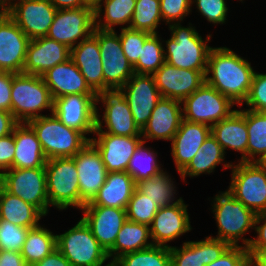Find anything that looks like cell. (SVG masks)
I'll return each instance as SVG.
<instances>
[{"instance_id":"obj_33","label":"cell","mask_w":266,"mask_h":266,"mask_svg":"<svg viewBox=\"0 0 266 266\" xmlns=\"http://www.w3.org/2000/svg\"><path fill=\"white\" fill-rule=\"evenodd\" d=\"M150 239V226L126 219L117 234L113 247L107 252L110 263H114L125 254L153 246Z\"/></svg>"},{"instance_id":"obj_52","label":"cell","mask_w":266,"mask_h":266,"mask_svg":"<svg viewBox=\"0 0 266 266\" xmlns=\"http://www.w3.org/2000/svg\"><path fill=\"white\" fill-rule=\"evenodd\" d=\"M15 73L0 71V110L11 112V89Z\"/></svg>"},{"instance_id":"obj_48","label":"cell","mask_w":266,"mask_h":266,"mask_svg":"<svg viewBox=\"0 0 266 266\" xmlns=\"http://www.w3.org/2000/svg\"><path fill=\"white\" fill-rule=\"evenodd\" d=\"M246 107L252 111L266 112V73H254Z\"/></svg>"},{"instance_id":"obj_19","label":"cell","mask_w":266,"mask_h":266,"mask_svg":"<svg viewBox=\"0 0 266 266\" xmlns=\"http://www.w3.org/2000/svg\"><path fill=\"white\" fill-rule=\"evenodd\" d=\"M135 123L142 130L161 99L153 75L136 74L122 87Z\"/></svg>"},{"instance_id":"obj_7","label":"cell","mask_w":266,"mask_h":266,"mask_svg":"<svg viewBox=\"0 0 266 266\" xmlns=\"http://www.w3.org/2000/svg\"><path fill=\"white\" fill-rule=\"evenodd\" d=\"M99 103L102 104L101 108L104 106L103 115L99 113ZM94 133L141 136V129L134 121L122 88H106L96 94V128Z\"/></svg>"},{"instance_id":"obj_56","label":"cell","mask_w":266,"mask_h":266,"mask_svg":"<svg viewBox=\"0 0 266 266\" xmlns=\"http://www.w3.org/2000/svg\"><path fill=\"white\" fill-rule=\"evenodd\" d=\"M57 10L84 7L82 0H49Z\"/></svg>"},{"instance_id":"obj_12","label":"cell","mask_w":266,"mask_h":266,"mask_svg":"<svg viewBox=\"0 0 266 266\" xmlns=\"http://www.w3.org/2000/svg\"><path fill=\"white\" fill-rule=\"evenodd\" d=\"M95 28L94 10L84 6L57 10L46 37L63 43L70 49L88 38Z\"/></svg>"},{"instance_id":"obj_1","label":"cell","mask_w":266,"mask_h":266,"mask_svg":"<svg viewBox=\"0 0 266 266\" xmlns=\"http://www.w3.org/2000/svg\"><path fill=\"white\" fill-rule=\"evenodd\" d=\"M254 73L251 62L230 48L212 47L205 82L237 106H242L249 96Z\"/></svg>"},{"instance_id":"obj_24","label":"cell","mask_w":266,"mask_h":266,"mask_svg":"<svg viewBox=\"0 0 266 266\" xmlns=\"http://www.w3.org/2000/svg\"><path fill=\"white\" fill-rule=\"evenodd\" d=\"M182 119L181 101L161 97L147 124L141 130L143 141L165 140L171 142L180 127Z\"/></svg>"},{"instance_id":"obj_11","label":"cell","mask_w":266,"mask_h":266,"mask_svg":"<svg viewBox=\"0 0 266 266\" xmlns=\"http://www.w3.org/2000/svg\"><path fill=\"white\" fill-rule=\"evenodd\" d=\"M181 103L183 119L209 126L227 118L237 106L206 82Z\"/></svg>"},{"instance_id":"obj_2","label":"cell","mask_w":266,"mask_h":266,"mask_svg":"<svg viewBox=\"0 0 266 266\" xmlns=\"http://www.w3.org/2000/svg\"><path fill=\"white\" fill-rule=\"evenodd\" d=\"M188 25L182 26L181 22L168 25L171 36L167 40L162 39L165 62L180 69L198 70L205 75L212 49L208 42H211L212 34L202 38L192 23Z\"/></svg>"},{"instance_id":"obj_37","label":"cell","mask_w":266,"mask_h":266,"mask_svg":"<svg viewBox=\"0 0 266 266\" xmlns=\"http://www.w3.org/2000/svg\"><path fill=\"white\" fill-rule=\"evenodd\" d=\"M171 178V174L165 170L149 179L141 180L136 183V189L146 196L159 207H166L179 201L177 196L176 184Z\"/></svg>"},{"instance_id":"obj_54","label":"cell","mask_w":266,"mask_h":266,"mask_svg":"<svg viewBox=\"0 0 266 266\" xmlns=\"http://www.w3.org/2000/svg\"><path fill=\"white\" fill-rule=\"evenodd\" d=\"M33 266H72V265L58 249H55L51 254L47 255L41 261L36 262Z\"/></svg>"},{"instance_id":"obj_28","label":"cell","mask_w":266,"mask_h":266,"mask_svg":"<svg viewBox=\"0 0 266 266\" xmlns=\"http://www.w3.org/2000/svg\"><path fill=\"white\" fill-rule=\"evenodd\" d=\"M53 99L72 95H96L72 59L55 65L42 75Z\"/></svg>"},{"instance_id":"obj_20","label":"cell","mask_w":266,"mask_h":266,"mask_svg":"<svg viewBox=\"0 0 266 266\" xmlns=\"http://www.w3.org/2000/svg\"><path fill=\"white\" fill-rule=\"evenodd\" d=\"M161 97L183 101L204 82L205 75L198 70L180 69L165 62L154 74Z\"/></svg>"},{"instance_id":"obj_36","label":"cell","mask_w":266,"mask_h":266,"mask_svg":"<svg viewBox=\"0 0 266 266\" xmlns=\"http://www.w3.org/2000/svg\"><path fill=\"white\" fill-rule=\"evenodd\" d=\"M55 249H57L56 234L41 224L29 229L20 253L26 264L33 266L36 262L51 254Z\"/></svg>"},{"instance_id":"obj_27","label":"cell","mask_w":266,"mask_h":266,"mask_svg":"<svg viewBox=\"0 0 266 266\" xmlns=\"http://www.w3.org/2000/svg\"><path fill=\"white\" fill-rule=\"evenodd\" d=\"M70 58L96 94L104 89L103 64L97 28H94L93 33L88 38L71 48Z\"/></svg>"},{"instance_id":"obj_45","label":"cell","mask_w":266,"mask_h":266,"mask_svg":"<svg viewBox=\"0 0 266 266\" xmlns=\"http://www.w3.org/2000/svg\"><path fill=\"white\" fill-rule=\"evenodd\" d=\"M119 35L124 55L134 65L139 59L141 47L151 34L125 27L121 28Z\"/></svg>"},{"instance_id":"obj_58","label":"cell","mask_w":266,"mask_h":266,"mask_svg":"<svg viewBox=\"0 0 266 266\" xmlns=\"http://www.w3.org/2000/svg\"><path fill=\"white\" fill-rule=\"evenodd\" d=\"M17 0H0V13L6 12Z\"/></svg>"},{"instance_id":"obj_8","label":"cell","mask_w":266,"mask_h":266,"mask_svg":"<svg viewBox=\"0 0 266 266\" xmlns=\"http://www.w3.org/2000/svg\"><path fill=\"white\" fill-rule=\"evenodd\" d=\"M47 197L51 207L80 209L78 172L72 157L52 158L45 165Z\"/></svg>"},{"instance_id":"obj_10","label":"cell","mask_w":266,"mask_h":266,"mask_svg":"<svg viewBox=\"0 0 266 266\" xmlns=\"http://www.w3.org/2000/svg\"><path fill=\"white\" fill-rule=\"evenodd\" d=\"M0 185L10 194L35 206L44 217L49 213L45 167L8 169L0 175Z\"/></svg>"},{"instance_id":"obj_55","label":"cell","mask_w":266,"mask_h":266,"mask_svg":"<svg viewBox=\"0 0 266 266\" xmlns=\"http://www.w3.org/2000/svg\"><path fill=\"white\" fill-rule=\"evenodd\" d=\"M18 123L11 112L0 110V138L12 133Z\"/></svg>"},{"instance_id":"obj_49","label":"cell","mask_w":266,"mask_h":266,"mask_svg":"<svg viewBox=\"0 0 266 266\" xmlns=\"http://www.w3.org/2000/svg\"><path fill=\"white\" fill-rule=\"evenodd\" d=\"M206 266H250V256L244 246H230L218 259Z\"/></svg>"},{"instance_id":"obj_16","label":"cell","mask_w":266,"mask_h":266,"mask_svg":"<svg viewBox=\"0 0 266 266\" xmlns=\"http://www.w3.org/2000/svg\"><path fill=\"white\" fill-rule=\"evenodd\" d=\"M72 158L78 172L81 210L85 204L94 199L100 187L105 183L108 172L101 153L91 142Z\"/></svg>"},{"instance_id":"obj_5","label":"cell","mask_w":266,"mask_h":266,"mask_svg":"<svg viewBox=\"0 0 266 266\" xmlns=\"http://www.w3.org/2000/svg\"><path fill=\"white\" fill-rule=\"evenodd\" d=\"M54 99L42 76L24 73L13 76L11 113L19 123L45 116L43 110L53 113Z\"/></svg>"},{"instance_id":"obj_29","label":"cell","mask_w":266,"mask_h":266,"mask_svg":"<svg viewBox=\"0 0 266 266\" xmlns=\"http://www.w3.org/2000/svg\"><path fill=\"white\" fill-rule=\"evenodd\" d=\"M236 109L227 118L211 126V134L221 145L224 153L234 150L241 153V162H247L248 130L246 127V109Z\"/></svg>"},{"instance_id":"obj_9","label":"cell","mask_w":266,"mask_h":266,"mask_svg":"<svg viewBox=\"0 0 266 266\" xmlns=\"http://www.w3.org/2000/svg\"><path fill=\"white\" fill-rule=\"evenodd\" d=\"M228 191L256 215L266 213V163L232 164Z\"/></svg>"},{"instance_id":"obj_14","label":"cell","mask_w":266,"mask_h":266,"mask_svg":"<svg viewBox=\"0 0 266 266\" xmlns=\"http://www.w3.org/2000/svg\"><path fill=\"white\" fill-rule=\"evenodd\" d=\"M53 114L90 140L96 128V95L72 94L54 99Z\"/></svg>"},{"instance_id":"obj_38","label":"cell","mask_w":266,"mask_h":266,"mask_svg":"<svg viewBox=\"0 0 266 266\" xmlns=\"http://www.w3.org/2000/svg\"><path fill=\"white\" fill-rule=\"evenodd\" d=\"M247 162H266V112L246 108Z\"/></svg>"},{"instance_id":"obj_6","label":"cell","mask_w":266,"mask_h":266,"mask_svg":"<svg viewBox=\"0 0 266 266\" xmlns=\"http://www.w3.org/2000/svg\"><path fill=\"white\" fill-rule=\"evenodd\" d=\"M56 247L72 266H108L107 252L82 218L73 227L56 234ZM108 263L105 264V262ZM105 264V265H104Z\"/></svg>"},{"instance_id":"obj_41","label":"cell","mask_w":266,"mask_h":266,"mask_svg":"<svg viewBox=\"0 0 266 266\" xmlns=\"http://www.w3.org/2000/svg\"><path fill=\"white\" fill-rule=\"evenodd\" d=\"M115 266H171L170 247L153 245L119 257Z\"/></svg>"},{"instance_id":"obj_15","label":"cell","mask_w":266,"mask_h":266,"mask_svg":"<svg viewBox=\"0 0 266 266\" xmlns=\"http://www.w3.org/2000/svg\"><path fill=\"white\" fill-rule=\"evenodd\" d=\"M56 12L49 0H17L6 11L30 40L47 35Z\"/></svg>"},{"instance_id":"obj_50","label":"cell","mask_w":266,"mask_h":266,"mask_svg":"<svg viewBox=\"0 0 266 266\" xmlns=\"http://www.w3.org/2000/svg\"><path fill=\"white\" fill-rule=\"evenodd\" d=\"M15 153L14 130L7 136L0 138V175L13 168Z\"/></svg>"},{"instance_id":"obj_46","label":"cell","mask_w":266,"mask_h":266,"mask_svg":"<svg viewBox=\"0 0 266 266\" xmlns=\"http://www.w3.org/2000/svg\"><path fill=\"white\" fill-rule=\"evenodd\" d=\"M198 13L212 24H225L229 8L227 0H191Z\"/></svg>"},{"instance_id":"obj_47","label":"cell","mask_w":266,"mask_h":266,"mask_svg":"<svg viewBox=\"0 0 266 266\" xmlns=\"http://www.w3.org/2000/svg\"><path fill=\"white\" fill-rule=\"evenodd\" d=\"M191 12V0H160V13L167 26L182 23Z\"/></svg>"},{"instance_id":"obj_51","label":"cell","mask_w":266,"mask_h":266,"mask_svg":"<svg viewBox=\"0 0 266 266\" xmlns=\"http://www.w3.org/2000/svg\"><path fill=\"white\" fill-rule=\"evenodd\" d=\"M254 231L256 238H252L247 247L248 251H266V213L257 214L255 218Z\"/></svg>"},{"instance_id":"obj_43","label":"cell","mask_w":266,"mask_h":266,"mask_svg":"<svg viewBox=\"0 0 266 266\" xmlns=\"http://www.w3.org/2000/svg\"><path fill=\"white\" fill-rule=\"evenodd\" d=\"M158 210L154 201L135 189L126 208L127 220L150 226Z\"/></svg>"},{"instance_id":"obj_39","label":"cell","mask_w":266,"mask_h":266,"mask_svg":"<svg viewBox=\"0 0 266 266\" xmlns=\"http://www.w3.org/2000/svg\"><path fill=\"white\" fill-rule=\"evenodd\" d=\"M145 143V141H142L136 148L126 171L136 183L154 177L165 170L157 158L158 152L149 146L146 147Z\"/></svg>"},{"instance_id":"obj_25","label":"cell","mask_w":266,"mask_h":266,"mask_svg":"<svg viewBox=\"0 0 266 266\" xmlns=\"http://www.w3.org/2000/svg\"><path fill=\"white\" fill-rule=\"evenodd\" d=\"M231 245L207 236L200 241H185L182 246H171V266H206L218 259Z\"/></svg>"},{"instance_id":"obj_57","label":"cell","mask_w":266,"mask_h":266,"mask_svg":"<svg viewBox=\"0 0 266 266\" xmlns=\"http://www.w3.org/2000/svg\"><path fill=\"white\" fill-rule=\"evenodd\" d=\"M250 266H266V251H248Z\"/></svg>"},{"instance_id":"obj_31","label":"cell","mask_w":266,"mask_h":266,"mask_svg":"<svg viewBox=\"0 0 266 266\" xmlns=\"http://www.w3.org/2000/svg\"><path fill=\"white\" fill-rule=\"evenodd\" d=\"M15 153L13 168L45 167L47 158L33 128L28 123H18L14 128Z\"/></svg>"},{"instance_id":"obj_23","label":"cell","mask_w":266,"mask_h":266,"mask_svg":"<svg viewBox=\"0 0 266 266\" xmlns=\"http://www.w3.org/2000/svg\"><path fill=\"white\" fill-rule=\"evenodd\" d=\"M71 49L48 37L31 39L27 48L23 73L42 76L50 68L70 59Z\"/></svg>"},{"instance_id":"obj_22","label":"cell","mask_w":266,"mask_h":266,"mask_svg":"<svg viewBox=\"0 0 266 266\" xmlns=\"http://www.w3.org/2000/svg\"><path fill=\"white\" fill-rule=\"evenodd\" d=\"M94 135L97 136L92 137L90 142L101 153L107 172L127 171L132 155L143 141L142 136H119L109 133Z\"/></svg>"},{"instance_id":"obj_18","label":"cell","mask_w":266,"mask_h":266,"mask_svg":"<svg viewBox=\"0 0 266 266\" xmlns=\"http://www.w3.org/2000/svg\"><path fill=\"white\" fill-rule=\"evenodd\" d=\"M30 39L6 12L0 13V71L23 73Z\"/></svg>"},{"instance_id":"obj_17","label":"cell","mask_w":266,"mask_h":266,"mask_svg":"<svg viewBox=\"0 0 266 266\" xmlns=\"http://www.w3.org/2000/svg\"><path fill=\"white\" fill-rule=\"evenodd\" d=\"M182 198L174 204L159 208L154 216L150 225L154 245L171 247L167 243L192 230L188 204Z\"/></svg>"},{"instance_id":"obj_35","label":"cell","mask_w":266,"mask_h":266,"mask_svg":"<svg viewBox=\"0 0 266 266\" xmlns=\"http://www.w3.org/2000/svg\"><path fill=\"white\" fill-rule=\"evenodd\" d=\"M136 0H102L94 10L95 28L113 30L115 26L129 28L133 17ZM103 15V17H102Z\"/></svg>"},{"instance_id":"obj_30","label":"cell","mask_w":266,"mask_h":266,"mask_svg":"<svg viewBox=\"0 0 266 266\" xmlns=\"http://www.w3.org/2000/svg\"><path fill=\"white\" fill-rule=\"evenodd\" d=\"M136 189V182L126 171L108 172L105 183L94 199L84 206H106L126 209Z\"/></svg>"},{"instance_id":"obj_21","label":"cell","mask_w":266,"mask_h":266,"mask_svg":"<svg viewBox=\"0 0 266 266\" xmlns=\"http://www.w3.org/2000/svg\"><path fill=\"white\" fill-rule=\"evenodd\" d=\"M82 219L90 227L100 246L108 252L127 219L126 209L106 206H83Z\"/></svg>"},{"instance_id":"obj_4","label":"cell","mask_w":266,"mask_h":266,"mask_svg":"<svg viewBox=\"0 0 266 266\" xmlns=\"http://www.w3.org/2000/svg\"><path fill=\"white\" fill-rule=\"evenodd\" d=\"M27 123L35 131L47 160L74 157L90 142L82 132L67 127L53 113Z\"/></svg>"},{"instance_id":"obj_32","label":"cell","mask_w":266,"mask_h":266,"mask_svg":"<svg viewBox=\"0 0 266 266\" xmlns=\"http://www.w3.org/2000/svg\"><path fill=\"white\" fill-rule=\"evenodd\" d=\"M225 153L221 145L216 139L210 134L207 139L203 142L200 149L192 158L188 166L179 174L181 180L186 182V178L198 177L201 174L213 173L215 168L223 164V170L232 167L233 162L225 161ZM225 163V164H224Z\"/></svg>"},{"instance_id":"obj_13","label":"cell","mask_w":266,"mask_h":266,"mask_svg":"<svg viewBox=\"0 0 266 266\" xmlns=\"http://www.w3.org/2000/svg\"><path fill=\"white\" fill-rule=\"evenodd\" d=\"M117 33L116 30L98 29L104 89L122 88L134 74L133 65L124 55L120 35Z\"/></svg>"},{"instance_id":"obj_59","label":"cell","mask_w":266,"mask_h":266,"mask_svg":"<svg viewBox=\"0 0 266 266\" xmlns=\"http://www.w3.org/2000/svg\"><path fill=\"white\" fill-rule=\"evenodd\" d=\"M102 0H82L83 4L87 7L95 10L101 3Z\"/></svg>"},{"instance_id":"obj_44","label":"cell","mask_w":266,"mask_h":266,"mask_svg":"<svg viewBox=\"0 0 266 266\" xmlns=\"http://www.w3.org/2000/svg\"><path fill=\"white\" fill-rule=\"evenodd\" d=\"M29 229L0 219V250L20 252Z\"/></svg>"},{"instance_id":"obj_40","label":"cell","mask_w":266,"mask_h":266,"mask_svg":"<svg viewBox=\"0 0 266 266\" xmlns=\"http://www.w3.org/2000/svg\"><path fill=\"white\" fill-rule=\"evenodd\" d=\"M159 34H151L141 47L138 61L133 65L134 73L153 75L164 63V47Z\"/></svg>"},{"instance_id":"obj_34","label":"cell","mask_w":266,"mask_h":266,"mask_svg":"<svg viewBox=\"0 0 266 266\" xmlns=\"http://www.w3.org/2000/svg\"><path fill=\"white\" fill-rule=\"evenodd\" d=\"M43 216L35 206L10 194L0 185V219L32 229L40 225Z\"/></svg>"},{"instance_id":"obj_53","label":"cell","mask_w":266,"mask_h":266,"mask_svg":"<svg viewBox=\"0 0 266 266\" xmlns=\"http://www.w3.org/2000/svg\"><path fill=\"white\" fill-rule=\"evenodd\" d=\"M0 266H28L20 252L0 250Z\"/></svg>"},{"instance_id":"obj_42","label":"cell","mask_w":266,"mask_h":266,"mask_svg":"<svg viewBox=\"0 0 266 266\" xmlns=\"http://www.w3.org/2000/svg\"><path fill=\"white\" fill-rule=\"evenodd\" d=\"M163 22L160 13V0H136L133 17L129 28L158 34V27Z\"/></svg>"},{"instance_id":"obj_3","label":"cell","mask_w":266,"mask_h":266,"mask_svg":"<svg viewBox=\"0 0 266 266\" xmlns=\"http://www.w3.org/2000/svg\"><path fill=\"white\" fill-rule=\"evenodd\" d=\"M211 205L218 228V234L214 238L226 241L231 246L240 245L247 248L252 238H245L244 235L254 230L256 214L228 190L219 191L212 199Z\"/></svg>"},{"instance_id":"obj_26","label":"cell","mask_w":266,"mask_h":266,"mask_svg":"<svg viewBox=\"0 0 266 266\" xmlns=\"http://www.w3.org/2000/svg\"><path fill=\"white\" fill-rule=\"evenodd\" d=\"M210 134L211 126L182 119L178 131L171 140L170 149L179 174L188 166Z\"/></svg>"}]
</instances>
